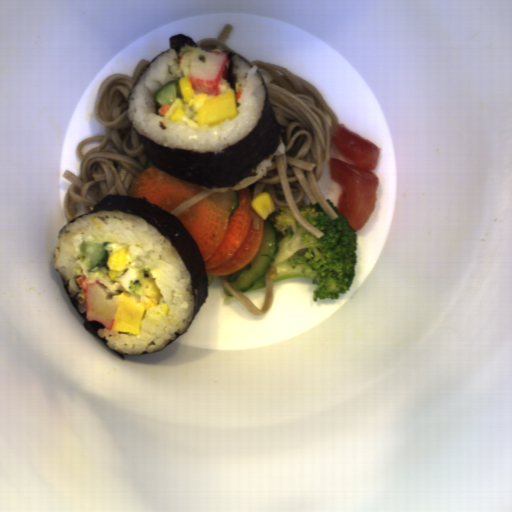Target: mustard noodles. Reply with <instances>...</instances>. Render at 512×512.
Listing matches in <instances>:
<instances>
[{
    "label": "mustard noodles",
    "instance_id": "obj_1",
    "mask_svg": "<svg viewBox=\"0 0 512 512\" xmlns=\"http://www.w3.org/2000/svg\"><path fill=\"white\" fill-rule=\"evenodd\" d=\"M250 63L271 78L266 83L269 103L281 128L285 152L273 156L266 176L247 186L253 200L262 193H270L275 210L266 217L277 243L282 233L273 227V222L280 208H288L308 233L323 237L321 231L299 214L297 203L303 200L320 204L331 220L338 218L319 185L331 158L330 142L338 125L337 114L314 85L284 67L255 59Z\"/></svg>",
    "mask_w": 512,
    "mask_h": 512
},
{
    "label": "mustard noodles",
    "instance_id": "obj_2",
    "mask_svg": "<svg viewBox=\"0 0 512 512\" xmlns=\"http://www.w3.org/2000/svg\"><path fill=\"white\" fill-rule=\"evenodd\" d=\"M149 62L140 59L132 76L113 73L101 83L94 116L103 132L77 144L79 175L68 170L63 173L70 182L63 200L68 223L94 209L107 195L129 196L136 179L146 168L155 166L147 159L126 115L128 95Z\"/></svg>",
    "mask_w": 512,
    "mask_h": 512
},
{
    "label": "mustard noodles",
    "instance_id": "obj_3",
    "mask_svg": "<svg viewBox=\"0 0 512 512\" xmlns=\"http://www.w3.org/2000/svg\"><path fill=\"white\" fill-rule=\"evenodd\" d=\"M218 278L223 283V285L228 289V291L238 300V302L252 315L262 316L269 312L274 299V279H270L267 273L265 274V297L262 308H257L240 291L235 290L232 284L229 282V280L225 278L223 275L218 276Z\"/></svg>",
    "mask_w": 512,
    "mask_h": 512
},
{
    "label": "mustard noodles",
    "instance_id": "obj_4",
    "mask_svg": "<svg viewBox=\"0 0 512 512\" xmlns=\"http://www.w3.org/2000/svg\"><path fill=\"white\" fill-rule=\"evenodd\" d=\"M233 29V25L226 24L224 27H222L217 35V37H207L200 41L195 42L198 49H202L204 51H211V52H220L223 53L224 51H232L229 46L226 45L227 39ZM236 53V52H235Z\"/></svg>",
    "mask_w": 512,
    "mask_h": 512
},
{
    "label": "mustard noodles",
    "instance_id": "obj_5",
    "mask_svg": "<svg viewBox=\"0 0 512 512\" xmlns=\"http://www.w3.org/2000/svg\"><path fill=\"white\" fill-rule=\"evenodd\" d=\"M212 193H214V192H210L207 189L202 190V191L198 192L197 194L191 196L187 200L183 201L179 205H177L170 213L177 217L178 215H180L181 213H183L184 211L189 209L191 206L196 204L198 201H200L201 199H203L204 197H206Z\"/></svg>",
    "mask_w": 512,
    "mask_h": 512
},
{
    "label": "mustard noodles",
    "instance_id": "obj_6",
    "mask_svg": "<svg viewBox=\"0 0 512 512\" xmlns=\"http://www.w3.org/2000/svg\"><path fill=\"white\" fill-rule=\"evenodd\" d=\"M260 216L257 215L256 211L254 213V216L252 218L253 228L256 230H259L260 222H259Z\"/></svg>",
    "mask_w": 512,
    "mask_h": 512
}]
</instances>
